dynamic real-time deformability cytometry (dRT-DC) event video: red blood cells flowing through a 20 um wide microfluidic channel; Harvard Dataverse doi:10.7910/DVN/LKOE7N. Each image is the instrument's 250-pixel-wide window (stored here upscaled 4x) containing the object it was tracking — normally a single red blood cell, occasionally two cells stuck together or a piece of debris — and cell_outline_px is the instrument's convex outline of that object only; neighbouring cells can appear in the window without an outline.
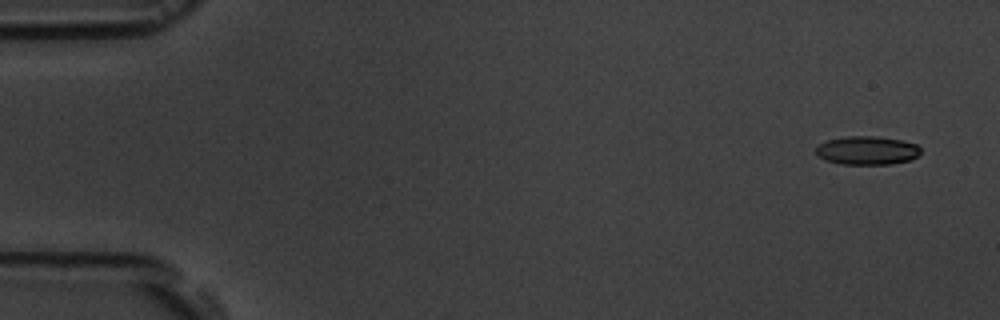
{"species": "common noctule bat (a hibernating species)", "species_latin": "Nyctalus noctula", "temperature_condition": "room temperature", "stored_images_in_passage": 5, "camera_frame_rate_fps": 3000, "um_per_image_px": 0.085, "animal": {"sex": "male", "body_mass_g": 19.5, "forearm_length_mm": 54.6}, "frame": {"image": 1, "passage_image": 1, "time_ms": 0.0, "image_size_px": [1000, 320], "cell_outline_px": [[920, 152], [916, 156], [908, 160], [892, 164], [840, 164], [824, 160], [816, 156], [816, 148], [820, 144], [828, 140], [844, 136], [876, 136], [900, 140], [916, 144], [920, 148]], "centroid_in_image_um": [73.66, 12.79], "position_along_channel_um": 11.3, "area_um2": 17.4}}
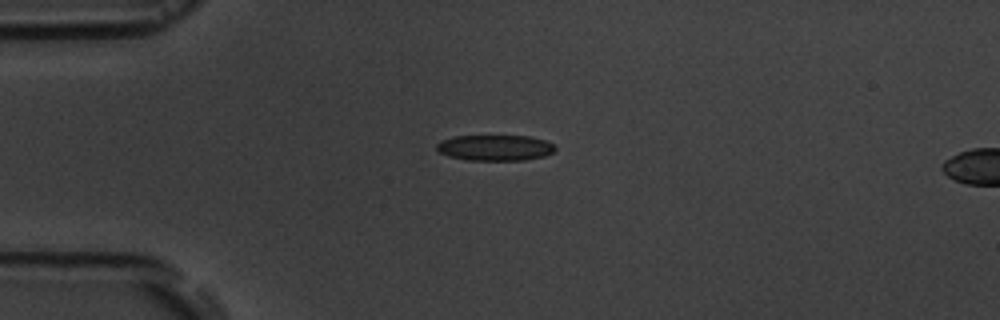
{"frame": {"image": 2, "passage_image": 4, "time_ms": 3.667, "image_size_px": [1000, 320], "cell_outline_px": [[556, 148], [552, 152], [544, 156], [524, 160], [468, 160], [448, 156], [440, 152], [436, 148], [436, 144], [440, 140], [452, 136], [528, 136], [544, 140], [552, 144]], "centroid_in_image_um": [42.04, 12.55], "position_along_channel_um": 43.0, "area_um2": 17.74}}